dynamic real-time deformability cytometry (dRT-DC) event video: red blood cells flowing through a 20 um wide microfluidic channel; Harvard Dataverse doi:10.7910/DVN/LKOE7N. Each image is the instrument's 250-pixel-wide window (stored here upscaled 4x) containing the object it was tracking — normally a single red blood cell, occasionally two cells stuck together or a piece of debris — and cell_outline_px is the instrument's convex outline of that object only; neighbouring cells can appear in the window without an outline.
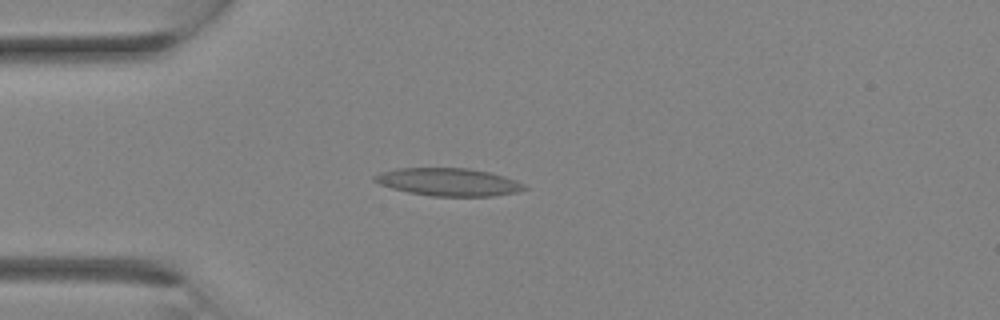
{"species": "Egyptian fruit bat (a non-hibernating species)", "species_latin": "Rousettus aegyptiacus", "temperature_condition": "room temperature", "stored_images_in_passage": 10, "camera_frame_rate_fps": 3000, "um_per_image_px": 0.085, "animal": {"sex": "female"}, "frame": {"image": 1, "passage_image": 7, "time_ms": 2.0, "image_size_px": [1000, 320], "cell_outline_px": [[528, 188], [520, 192], [492, 196], [432, 196], [408, 192], [392, 188], [380, 184], [372, 180], [372, 176], [380, 172], [396, 168], [468, 168], [488, 172], [504, 176], [516, 180], [524, 184]], "centroid_in_image_um": [38.12, 15.47], "position_along_channel_um": 46.9, "area_um2": 24.33}}
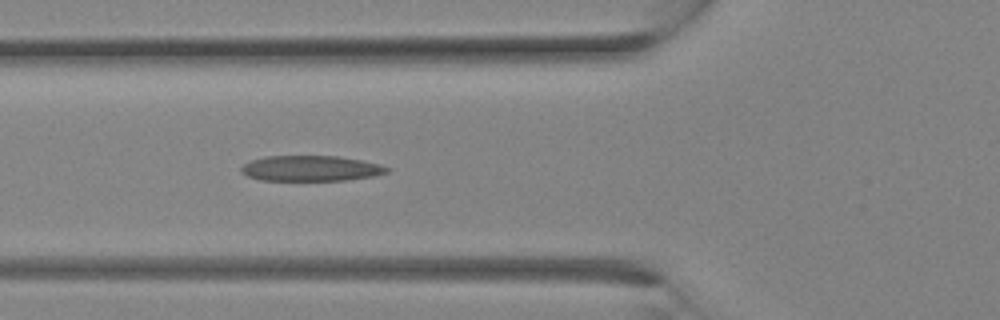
{"frame": {"image": 2, "passage_image": 10, "time_ms": 3.0, "image_size_px": [1000, 320], "cell_outline_px": [[392, 168], [388, 172], [376, 176], [348, 180], [260, 180], [248, 176], [240, 172], [240, 168], [244, 164], [252, 160], [264, 156], [336, 156], [360, 160], [380, 164]], "centroid_in_image_um": [26.44, 14.31], "position_along_channel_um": 99.4, "area_um2": 21.73}}